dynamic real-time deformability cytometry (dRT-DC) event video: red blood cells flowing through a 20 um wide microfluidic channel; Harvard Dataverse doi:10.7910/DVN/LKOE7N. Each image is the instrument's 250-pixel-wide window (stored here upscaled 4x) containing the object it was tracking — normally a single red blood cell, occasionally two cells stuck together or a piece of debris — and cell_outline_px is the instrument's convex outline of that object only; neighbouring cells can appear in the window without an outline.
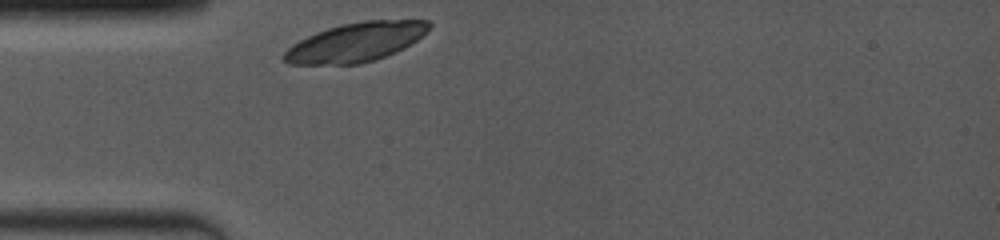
{"species": "common noctule bat (a hibernating species)", "species_latin": "Nyctalus noctula", "temperature_condition": "room temperature", "stored_images_in_passage": 10, "camera_frame_rate_fps": 4000, "um_per_image_px": 0.085, "animal": {"sex": "female", "body_mass_g": 19.0, "forearm_length_mm": 53.3}, "frame": {"image": 1, "passage_image": 1, "time_ms": 0.0, "image_size_px": [1000, 240], "cell_outline_px": [[432, 24], [416, 40], [404, 48], [376, 60], [360, 64], [288, 64], [280, 56], [292, 44], [316, 32], [340, 24], [368, 20], [428, 20]], "centroid_in_image_um": [30.21, 3.59], "position_along_channel_um": 54.8, "area_um2": 32.83}}